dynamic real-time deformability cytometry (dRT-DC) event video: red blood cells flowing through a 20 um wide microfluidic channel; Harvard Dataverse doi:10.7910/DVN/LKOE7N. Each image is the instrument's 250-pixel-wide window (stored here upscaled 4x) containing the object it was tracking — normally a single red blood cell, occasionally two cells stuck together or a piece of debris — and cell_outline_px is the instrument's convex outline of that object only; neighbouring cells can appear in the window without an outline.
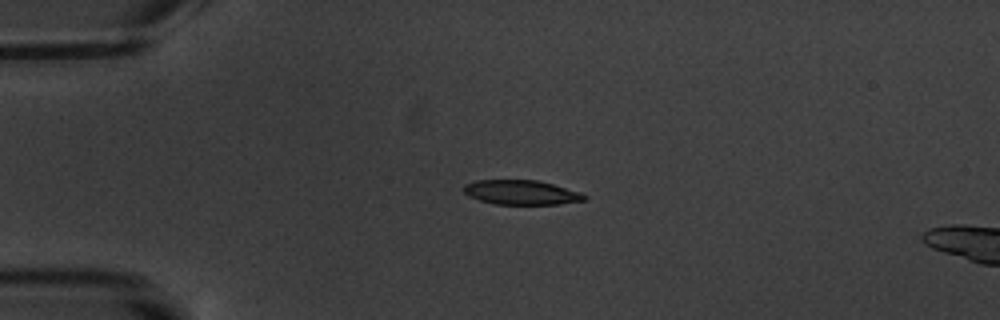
{"species": "common noctule bat (a hibernating species)", "species_latin": "Nyctalus noctula", "temperature_condition": "warm", "stored_images_in_passage": 5, "camera_frame_rate_fps": 3000, "um_per_image_px": 0.085, "animal": {"sex": "male", "body_mass_g": 20.1, "forearm_length_mm": 53.5}, "frame": {"image": 1, "passage_image": 3, "time_ms": 2.333, "image_size_px": [1000, 320], "cell_outline_px": [[588, 196], [584, 200], [560, 204], [496, 204], [480, 200], [468, 196], [464, 192], [464, 184], [476, 180], [540, 180], [580, 192]], "centroid_in_image_um": [44.31, 16.35], "position_along_channel_um": 40.7, "area_um2": 17.22}}